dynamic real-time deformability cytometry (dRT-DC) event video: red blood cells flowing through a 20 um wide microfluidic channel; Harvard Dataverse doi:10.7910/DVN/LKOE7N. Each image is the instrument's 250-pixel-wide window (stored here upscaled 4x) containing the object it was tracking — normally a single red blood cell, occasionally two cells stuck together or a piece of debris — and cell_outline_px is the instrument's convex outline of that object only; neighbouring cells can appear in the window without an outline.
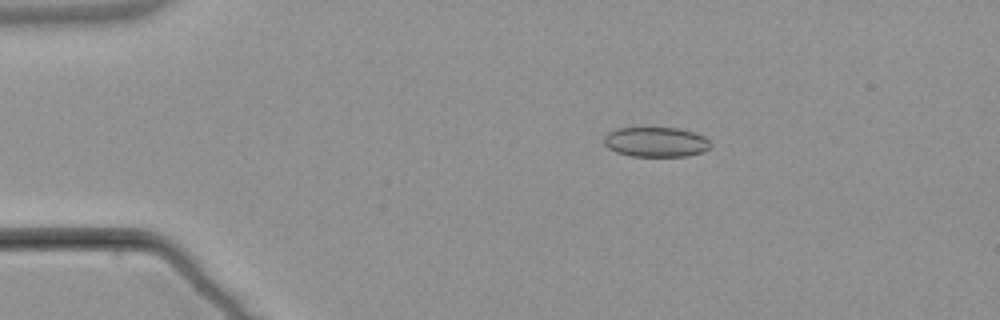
{"species": "common noctule bat (a hibernating species)", "species_latin": "Nyctalus noctula", "temperature_condition": "warm", "stored_images_in_passage": 8, "camera_frame_rate_fps": 3000, "um_per_image_px": 0.085, "animal": {"sex": "male", "body_mass_g": 21.5, "forearm_length_mm": 52.0}, "frame": {"image": 1, "passage_image": 3, "time_ms": 2.333, "image_size_px": [1000, 320], "cell_outline_px": [[712, 144], [704, 152], [688, 156], [632, 156], [616, 152], [608, 148], [604, 144], [604, 136], [608, 132], [616, 128], [676, 128], [692, 132], [704, 136]], "centroid_in_image_um": [55.74, 12.07], "position_along_channel_um": 29.3, "area_um2": 18.55}}
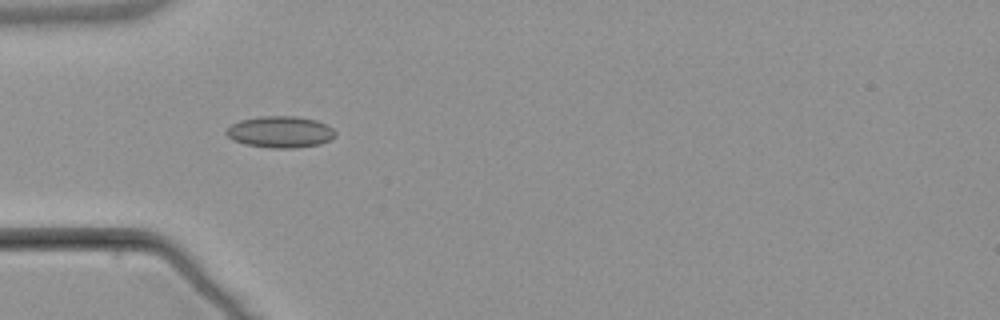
{"frame": {"image": 2, "passage_image": 5, "time_ms": 4.667, "image_size_px": [1000, 320], "cell_outline_px": [[336, 136], [332, 140], [320, 144], [292, 148], [272, 148], [244, 144], [232, 140], [224, 132], [232, 124], [240, 120], [260, 116], [296, 116], [316, 120], [332, 128], [336, 132]], "centroid_in_image_um": [23.83, 11.22], "position_along_channel_um": 61.2, "area_um2": 20.11}}
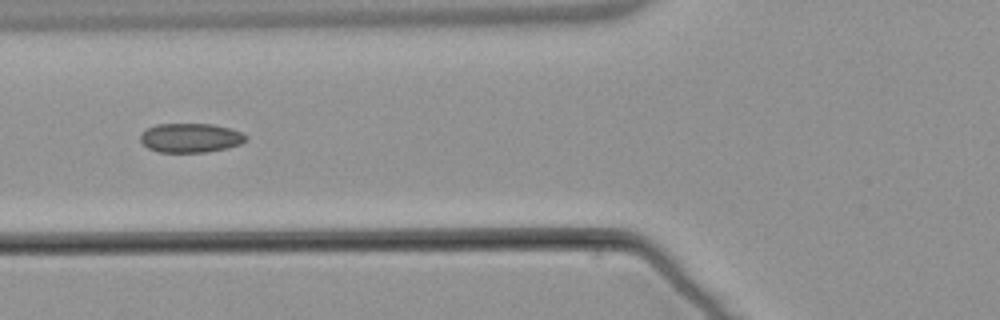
{"frame": {"image": 3, "passage_image": 6, "time_ms": 6.0, "image_size_px": [1000, 320], "cell_outline_px": [[248, 140], [240, 144], [228, 148], [208, 152], [156, 152], [148, 148], [140, 140], [140, 136], [148, 128], [156, 124], [212, 124], [228, 128], [240, 132], [248, 136]], "centroid_in_image_um": [16.22, 11.73], "position_along_channel_um": 109.6, "area_um2": 17.98}}